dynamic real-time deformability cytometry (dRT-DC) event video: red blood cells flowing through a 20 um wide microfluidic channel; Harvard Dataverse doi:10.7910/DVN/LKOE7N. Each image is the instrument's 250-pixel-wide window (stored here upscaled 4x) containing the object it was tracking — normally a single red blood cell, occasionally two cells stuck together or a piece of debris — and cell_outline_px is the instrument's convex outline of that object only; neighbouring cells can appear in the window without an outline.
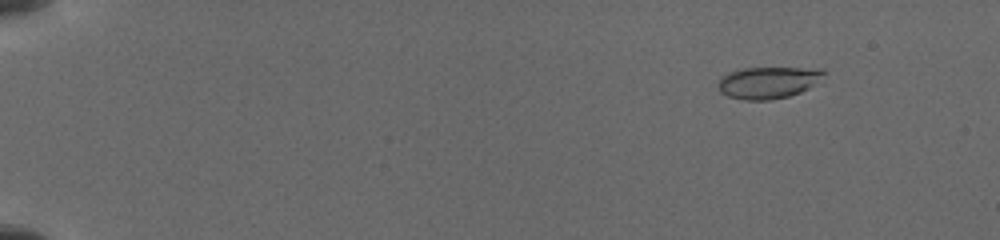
{"species": "common noctule bat (a hibernating species)", "species_latin": "Nyctalus noctula", "temperature_condition": "cold", "stored_images_in_passage": 58, "camera_frame_rate_fps": 3000, "um_per_image_px": 0.085, "animal": {"sex": "female", "body_mass_g": 19.5, "forearm_length_mm": 54.1}, "frame": {"image": 1, "passage_image": 2, "time_ms": 0.333, "image_size_px": [1000, 240], "cell_outline_px": [[824, 72], [808, 88], [800, 92], [788, 96], [768, 100], [744, 100], [728, 96], [720, 92], [716, 84], [720, 76], [728, 72], [744, 68], [820, 68]], "centroid_in_image_um": [65.18, 7.01], "position_along_channel_um": 19.8, "area_um2": 19.36}}
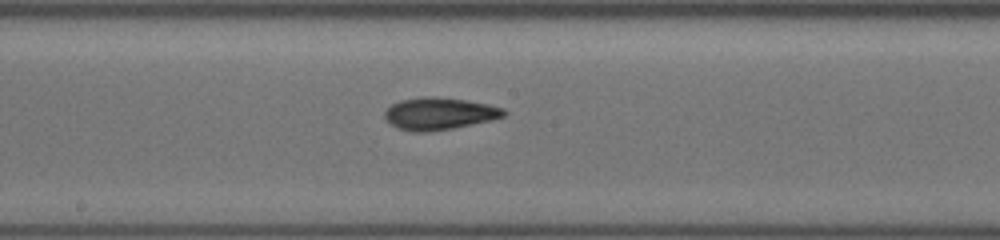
{"frame": {"image": 2, "passage_image": 34, "time_ms": 8.667, "image_size_px": [1000, 240], "cell_outline_px": [[508, 112], [504, 116], [492, 120], [452, 128], [424, 132], [412, 132], [396, 128], [384, 116], [384, 112], [392, 104], [400, 100], [424, 96], [432, 96], [464, 100], [488, 104], [504, 108]], "centroid_in_image_um": [37.34, 9.65], "position_along_channel_um": 210.9, "area_um2": 22.25}}
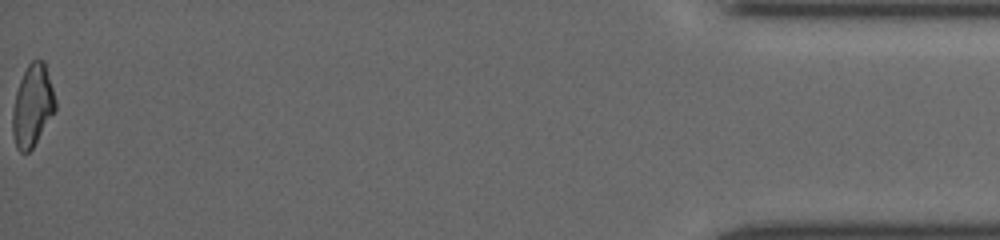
{"frame": {"image": 3, "passage_image": 58, "time_ms": 16.333, "image_size_px": [1000, 240], "cell_outline_px": [[56, 108], [32, 148], [28, 152], [20, 152], [16, 148], [12, 132], [12, 108], [16, 92], [20, 80], [28, 64], [32, 60], [44, 60], [56, 100]], "centroid_in_image_um": [2.74, 8.98], "position_along_channel_um": 432.5, "area_um2": 20.23}}